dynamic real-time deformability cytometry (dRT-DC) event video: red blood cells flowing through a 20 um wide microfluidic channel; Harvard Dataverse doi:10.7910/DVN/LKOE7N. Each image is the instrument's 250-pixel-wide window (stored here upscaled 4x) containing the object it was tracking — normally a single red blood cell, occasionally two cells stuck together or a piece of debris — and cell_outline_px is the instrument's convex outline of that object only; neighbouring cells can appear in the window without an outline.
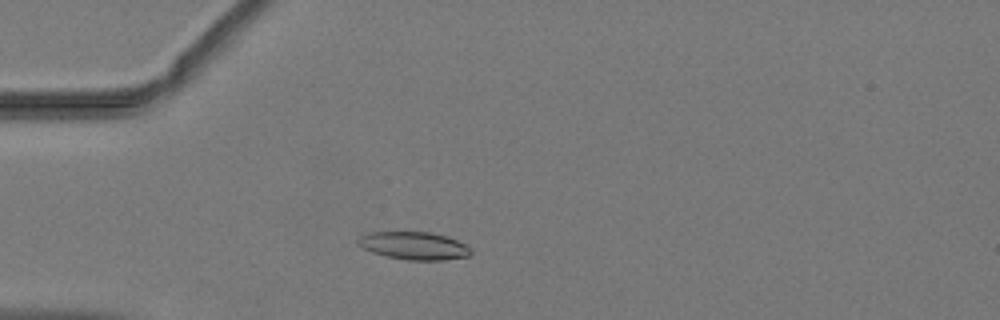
{"species": "common noctule bat (a hibernating species)", "species_latin": "Nyctalus noctula", "temperature_condition": "warm", "stored_images_in_passage": 48, "camera_frame_rate_fps": 3000, "um_per_image_px": 0.085, "animal": {"sex": "male", "body_mass_g": 19.2, "forearm_length_mm": 51.8}, "frame": {"image": 1, "passage_image": 12, "time_ms": 3.667, "image_size_px": [1000, 320], "cell_outline_px": [[472, 252], [468, 256], [444, 260], [408, 260], [384, 256], [372, 252], [364, 248], [356, 240], [360, 236], [368, 232], [432, 232], [448, 236], [472, 248]], "centroid_in_image_um": [35.2, 20.88], "position_along_channel_um": 49.8, "area_um2": 18.32}}
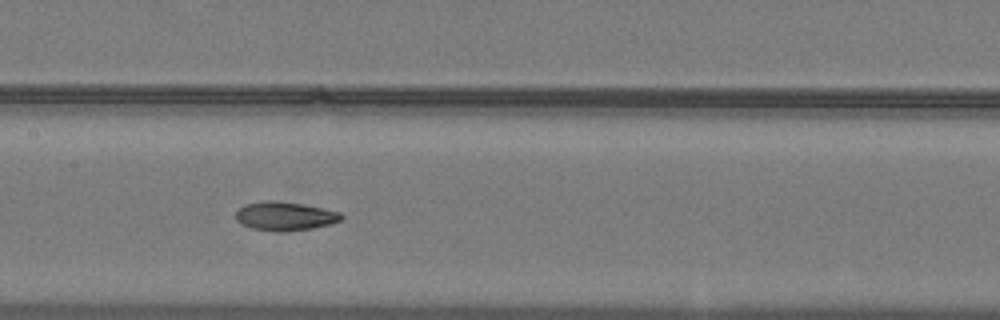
{"frame": {"image": 2, "passage_image": 23, "time_ms": 7.333, "image_size_px": [1000, 320], "cell_outline_px": [[344, 216], [340, 220], [332, 224], [312, 228], [280, 232], [252, 228], [240, 224], [236, 220], [236, 212], [244, 204], [268, 200], [272, 200], [300, 204], [340, 212]], "centroid_in_image_um": [24.2, 18.38], "position_along_channel_um": 183.2, "area_um2": 17.51}}
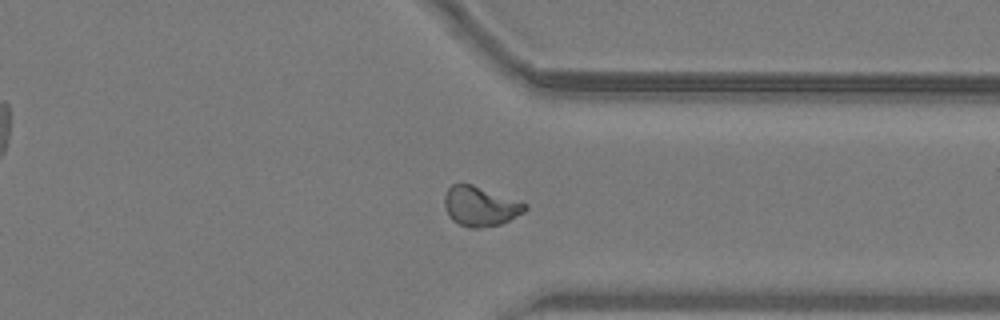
{"frame": {"image": 3, "passage_image": 37, "time_ms": 12.0, "image_size_px": [1000, 320], "cell_outline_px": [[528, 208], [524, 212], [500, 224], [480, 228], [468, 228], [452, 220], [448, 216], [444, 204], [444, 196], [448, 188], [452, 184], [472, 184], [528, 204]], "centroid_in_image_um": [40.8, 17.54], "position_along_channel_um": 370.6, "area_um2": 18.55}, "authors_computed_cell_mechanics": {"area_um2": 18.1492, "velocity_mm_per_s": 4.054, "shape_relaxation_time_tau1_ms": null, "shape_relaxation_time_tau2_ms": 2.3534, "deformation_change_tau1": null, "deformation_change_tau2": 0.0833}}